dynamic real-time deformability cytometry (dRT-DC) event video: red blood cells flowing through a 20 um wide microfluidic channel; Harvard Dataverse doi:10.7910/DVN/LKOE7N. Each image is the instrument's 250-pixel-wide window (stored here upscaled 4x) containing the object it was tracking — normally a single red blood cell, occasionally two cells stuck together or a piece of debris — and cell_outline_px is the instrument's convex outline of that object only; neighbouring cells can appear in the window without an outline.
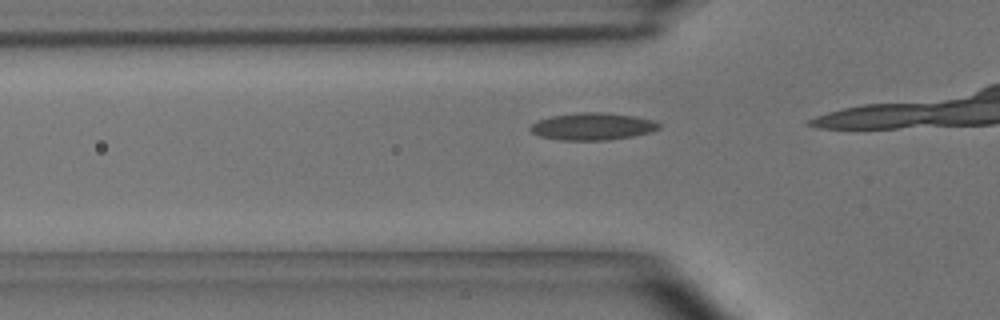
{"species": "common noctule bat (a hibernating species)", "species_latin": "Nyctalus noctula", "temperature_condition": "room temperature", "stored_images_in_passage": 8, "camera_frame_rate_fps": 3000, "um_per_image_px": 0.085, "animal": {"sex": "male", "body_mass_g": 15.6}, "frame": {"image": 1, "passage_image": 6, "time_ms": 1.667, "image_size_px": [1000, 320], "cell_outline_px": [[660, 128], [652, 132], [632, 136], [608, 140], [560, 140], [540, 136], [532, 132], [528, 128], [536, 120], [552, 116], [580, 112], [608, 112], [636, 116], [652, 120], [660, 124]], "centroid_in_image_um": [50.37, 10.74], "position_along_channel_um": 75.4, "area_um2": 20.52}}